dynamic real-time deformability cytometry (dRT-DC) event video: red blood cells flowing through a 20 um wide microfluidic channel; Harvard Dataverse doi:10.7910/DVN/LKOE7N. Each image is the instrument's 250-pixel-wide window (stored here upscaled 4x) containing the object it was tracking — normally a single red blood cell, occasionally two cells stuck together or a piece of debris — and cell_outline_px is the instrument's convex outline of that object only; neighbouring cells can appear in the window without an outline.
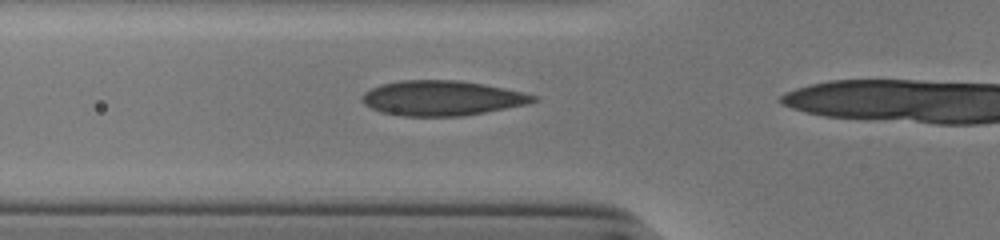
{"species": "human", "species_latin": "Homo sapiens", "temperature_condition": "cold", "stored_images_in_passage": 21, "camera_frame_rate_fps": 3000, "um_per_image_px": 0.085, "donor": {"sex": "male"}, "frame": {"image": 1, "passage_image": 13, "time_ms": 4.0, "image_size_px": [1000, 240], "cell_outline_px": [[540, 100], [528, 104], [484, 112], [460, 116], [400, 116], [380, 112], [364, 104], [360, 100], [360, 96], [364, 92], [380, 84], [400, 80], [460, 80], [484, 84], [524, 92], [540, 96]], "centroid_in_image_um": [37.57, 8.33], "position_along_channel_um": 88.2, "area_um2": 35.2}}
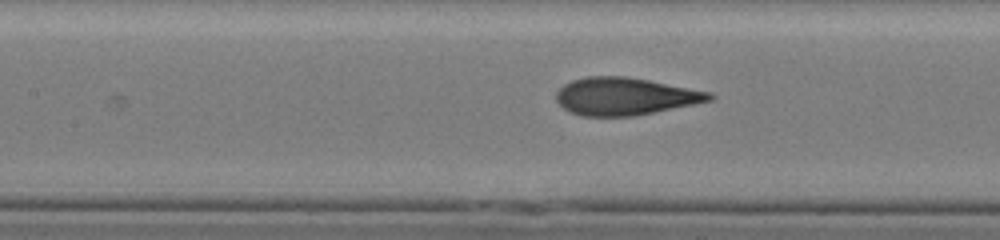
{"frame": {"image": 2, "passage_image": 18, "time_ms": 5.667, "image_size_px": [1000, 240], "cell_outline_px": [[716, 96], [712, 100], [632, 116], [584, 116], [572, 112], [564, 108], [556, 100], [556, 92], [564, 84], [572, 80], [588, 76], [624, 76], [648, 80], [712, 92]], "centroid_in_image_um": [53.12, 8.18], "position_along_channel_um": 154.3, "area_um2": 33.12}}